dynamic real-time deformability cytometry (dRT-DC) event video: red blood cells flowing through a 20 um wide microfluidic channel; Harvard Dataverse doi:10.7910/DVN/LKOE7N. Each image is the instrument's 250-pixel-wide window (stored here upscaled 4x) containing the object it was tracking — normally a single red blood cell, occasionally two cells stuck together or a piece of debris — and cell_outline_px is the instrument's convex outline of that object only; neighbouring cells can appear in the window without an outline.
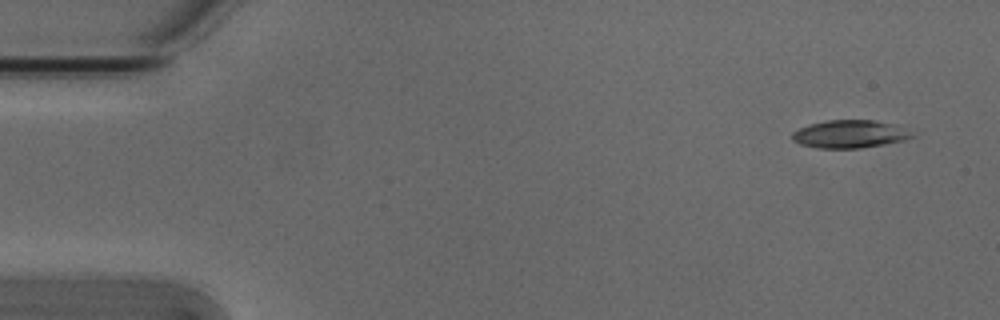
{"species": "Egyptian fruit bat (a non-hibernating species)", "species_latin": "Rousettus aegyptiacus", "temperature_condition": "cold", "stored_images_in_passage": 5, "camera_frame_rate_fps": 3000, "um_per_image_px": 0.085, "animal": {"sex": "male"}, "frame": {"image": 1, "passage_image": 1, "time_ms": 0.0, "image_size_px": [1000, 320], "cell_outline_px": [[916, 136], [904, 140], [884, 144], [860, 148], [816, 148], [800, 144], [792, 140], [792, 132], [808, 124], [828, 120], [872, 120], [888, 124]], "centroid_in_image_um": [72.11, 11.41], "position_along_channel_um": 12.9, "area_um2": 18.96}}
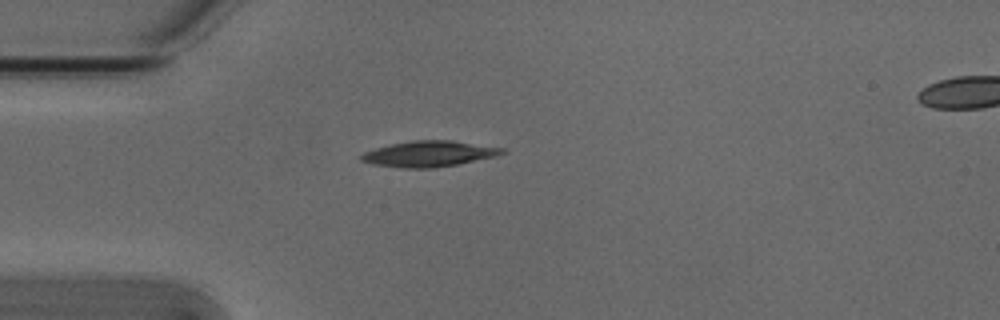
{"frame": {"image": 2, "passage_image": 4, "time_ms": 1.0, "image_size_px": [1000, 320], "cell_outline_px": [[508, 152], [496, 156], [456, 164], [432, 168], [404, 168], [372, 164], [360, 160], [360, 156], [364, 152], [376, 148], [392, 144], [412, 140], [452, 140], [504, 148]], "centroid_in_image_um": [36.48, 13.07], "position_along_channel_um": 48.5, "area_um2": 21.04}}